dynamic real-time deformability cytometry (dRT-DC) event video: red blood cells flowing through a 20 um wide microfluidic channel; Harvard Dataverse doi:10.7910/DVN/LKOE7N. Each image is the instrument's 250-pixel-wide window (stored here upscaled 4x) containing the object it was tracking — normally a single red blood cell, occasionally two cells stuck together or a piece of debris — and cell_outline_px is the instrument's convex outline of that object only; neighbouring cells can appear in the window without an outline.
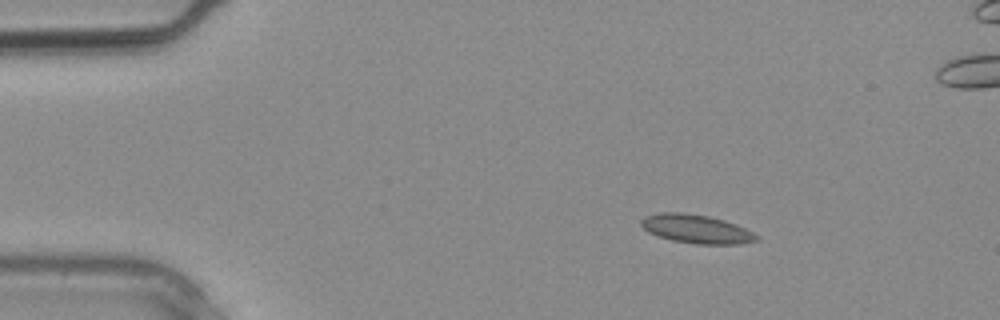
{"species": "common noctule bat (a hibernating species)", "species_latin": "Nyctalus noctula", "temperature_condition": "warm", "stored_images_in_passage": 4, "camera_frame_rate_fps": 3000, "um_per_image_px": 0.085, "animal": {"sex": "male", "body_mass_g": 20.4}, "frame": {"image": 1, "passage_image": 2, "time_ms": 0.333, "image_size_px": [1000, 320], "cell_outline_px": [[760, 236], [756, 240], [740, 244], [696, 244], [672, 240], [648, 232], [640, 224], [640, 220], [644, 216], [660, 212], [684, 212], [708, 216], [724, 220], [736, 224]], "centroid_in_image_um": [59.17, 19.45], "position_along_channel_um": 25.8, "area_um2": 19.25}}